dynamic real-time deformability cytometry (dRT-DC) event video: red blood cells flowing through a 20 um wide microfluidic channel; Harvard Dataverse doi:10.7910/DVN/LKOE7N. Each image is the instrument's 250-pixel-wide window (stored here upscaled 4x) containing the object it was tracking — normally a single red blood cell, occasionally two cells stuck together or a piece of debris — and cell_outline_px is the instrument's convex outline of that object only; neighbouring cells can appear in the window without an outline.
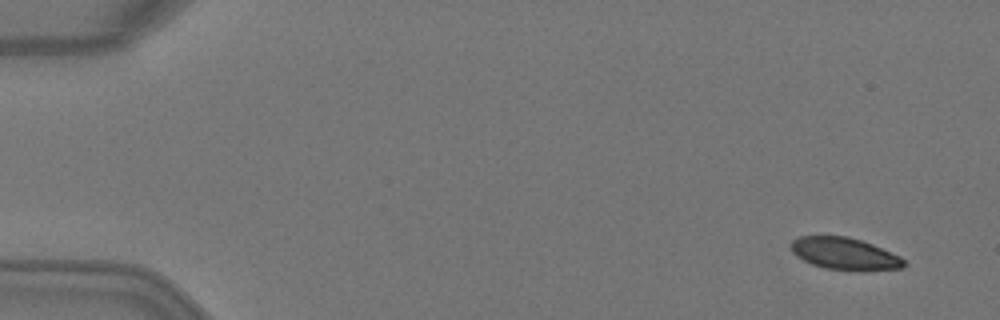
{"species": "Egyptian fruit bat (a non-hibernating species)", "species_latin": "Rousettus aegyptiacus", "temperature_condition": "warm", "stored_images_in_passage": 6, "camera_frame_rate_fps": 3000, "um_per_image_px": 0.085, "animal": {"sex": "female"}, "frame": {"image": 1, "passage_image": 1, "time_ms": 0.0, "image_size_px": [1000, 320], "cell_outline_px": [[904, 268], [860, 272], [856, 272], [824, 268], [812, 264], [796, 256], [792, 252], [792, 240], [800, 236], [848, 236], [872, 244], [900, 256], [904, 260]], "centroid_in_image_um": [71.82, 21.59], "position_along_channel_um": 13.2, "area_um2": 21.33}}
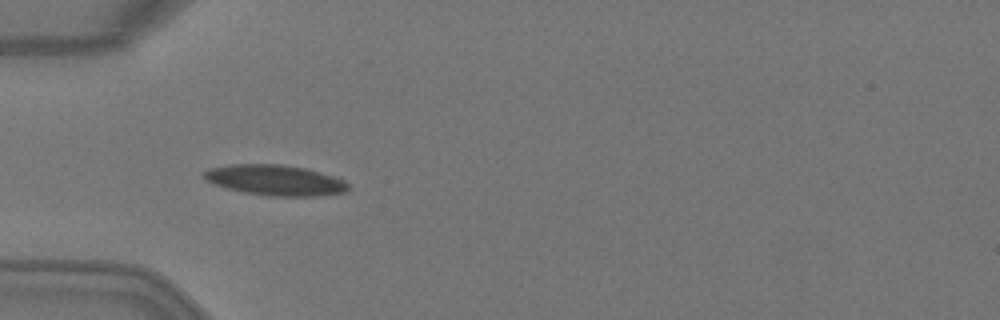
{"frame": {"image": 2, "passage_image": 4, "time_ms": 1.0, "image_size_px": [1000, 320], "cell_outline_px": [[348, 188], [344, 192], [316, 196], [268, 196], [244, 192], [224, 188], [212, 184], [204, 176], [204, 172], [208, 168], [232, 164], [280, 164], [308, 168], [344, 180], [348, 184]], "centroid_in_image_um": [23.37, 15.31], "position_along_channel_um": 61.6, "area_um2": 25.66}}
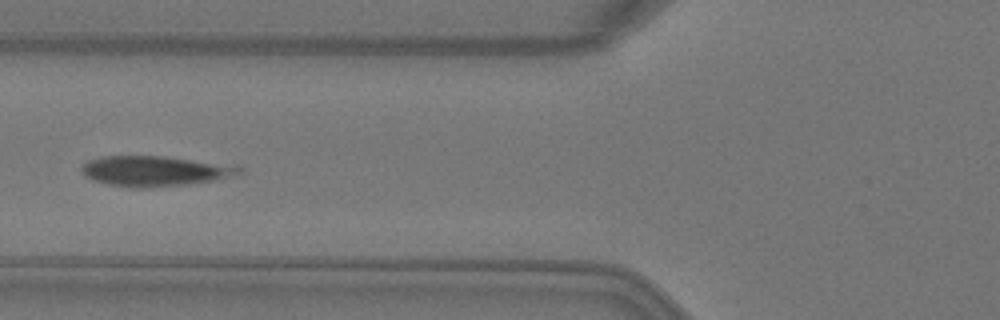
{"frame": {"image": 3, "passage_image": 5, "time_ms": 1.333, "image_size_px": [1000, 320], "cell_outline_px": [[244, 172], [212, 180], [192, 184], [144, 188], [140, 188], [108, 184], [92, 180], [84, 176], [80, 172], [80, 168], [88, 160], [100, 156], [164, 156], [244, 168]], "centroid_in_image_um": [13.03, 14.54], "position_along_channel_um": 112.8, "area_um2": 27.34}}